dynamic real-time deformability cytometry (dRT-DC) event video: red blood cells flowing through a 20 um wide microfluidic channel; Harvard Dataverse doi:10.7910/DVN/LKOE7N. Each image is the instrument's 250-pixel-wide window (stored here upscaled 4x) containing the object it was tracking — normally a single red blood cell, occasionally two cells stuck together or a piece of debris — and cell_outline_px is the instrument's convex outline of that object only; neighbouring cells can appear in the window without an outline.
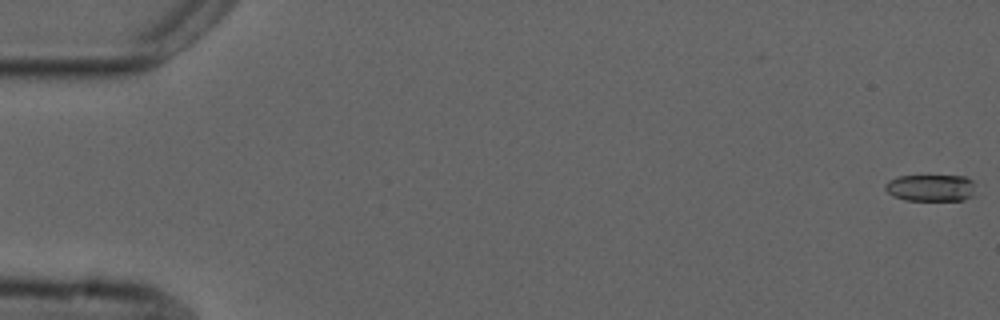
{"species": "common noctule bat (a hibernating species)", "species_latin": "Nyctalus noctula", "temperature_condition": "cold", "stored_images_in_passage": 6, "camera_frame_rate_fps": 3000, "um_per_image_px": 0.085, "animal": {"sex": "male", "forearm_length_mm": 52.5}, "frame": {"image": 1, "passage_image": 1, "time_ms": 0.0, "image_size_px": [1000, 320], "cell_outline_px": [[972, 196], [964, 200], [904, 200], [892, 196], [884, 188], [884, 184], [888, 180], [896, 176], [964, 176], [972, 180]], "centroid_in_image_um": [79.04, 15.96], "position_along_channel_um": 6.0, "area_um2": 14.1}}
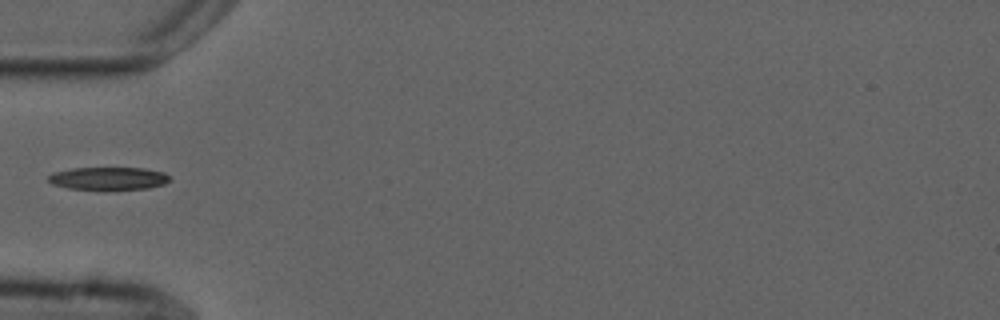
{"frame": {"image": 2, "passage_image": 5, "time_ms": 6.0, "image_size_px": [1000, 320], "cell_outline_px": [[172, 180], [164, 184], [148, 188], [108, 192], [68, 188], [52, 184], [48, 180], [48, 176], [52, 172], [72, 168], [144, 168], [164, 172], [172, 176]], "centroid_in_image_um": [9.25, 15.2], "position_along_channel_um": 75.7, "area_um2": 16.99}}
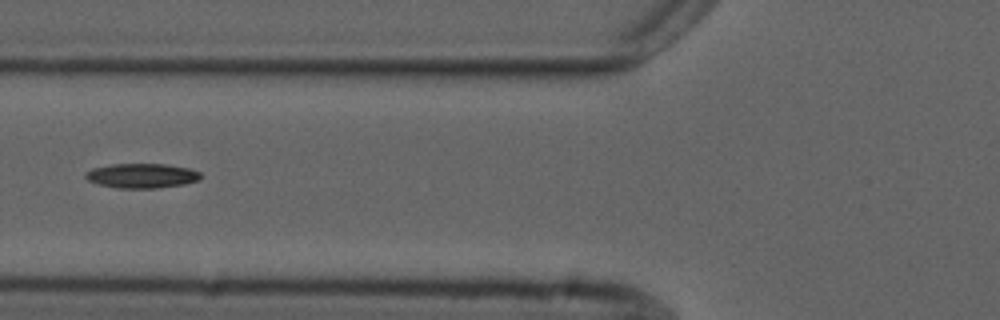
{"frame": {"image": 3, "passage_image": 6, "time_ms": 7.0, "image_size_px": [1000, 320], "cell_outline_px": [[200, 180], [184, 184], [160, 188], [120, 188], [100, 184], [88, 180], [84, 176], [84, 172], [92, 168], [112, 164], [164, 164], [188, 168], [200, 172]], "centroid_in_image_um": [12.05, 14.93], "position_along_channel_um": 113.8, "area_um2": 16.47}}